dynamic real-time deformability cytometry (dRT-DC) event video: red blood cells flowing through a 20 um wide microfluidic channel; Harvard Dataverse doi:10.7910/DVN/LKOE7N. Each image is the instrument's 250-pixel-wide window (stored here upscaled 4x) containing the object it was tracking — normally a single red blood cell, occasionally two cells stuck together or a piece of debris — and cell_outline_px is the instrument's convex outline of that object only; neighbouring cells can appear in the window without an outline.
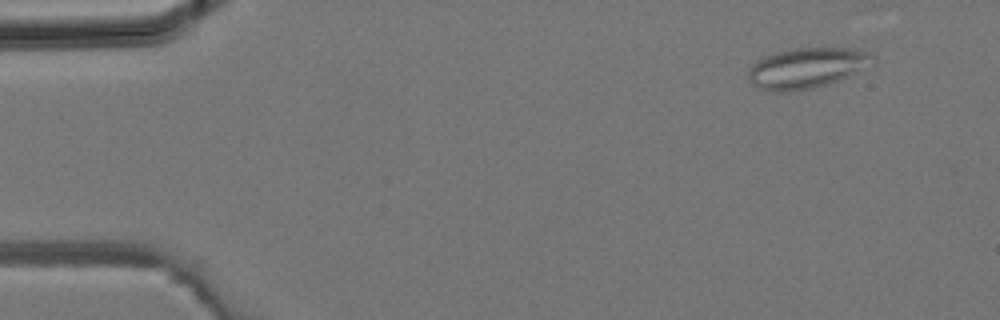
{"species": "common noctule bat (a hibernating species)", "species_latin": "Nyctalus noctula", "temperature_condition": "room temperature", "stored_images_in_passage": 3, "camera_frame_rate_fps": 3000, "um_per_image_px": 0.085, "animal": {"sex": "male", "body_mass_g": 19.2, "forearm_length_mm": 51.8}, "frame": {"image": 1, "passage_image": 1, "time_ms": 0.0, "image_size_px": [1000, 320], "cell_outline_px": [[876, 64], [848, 76], [828, 84], [812, 88], [788, 92], [776, 92], [760, 88], [752, 84], [748, 80], [748, 68], [752, 64], [764, 56], [788, 48], [848, 48], [864, 52], [876, 56]], "centroid_in_image_um": [68.58, 5.78], "position_along_channel_um": 16.4, "area_um2": 29.59}}